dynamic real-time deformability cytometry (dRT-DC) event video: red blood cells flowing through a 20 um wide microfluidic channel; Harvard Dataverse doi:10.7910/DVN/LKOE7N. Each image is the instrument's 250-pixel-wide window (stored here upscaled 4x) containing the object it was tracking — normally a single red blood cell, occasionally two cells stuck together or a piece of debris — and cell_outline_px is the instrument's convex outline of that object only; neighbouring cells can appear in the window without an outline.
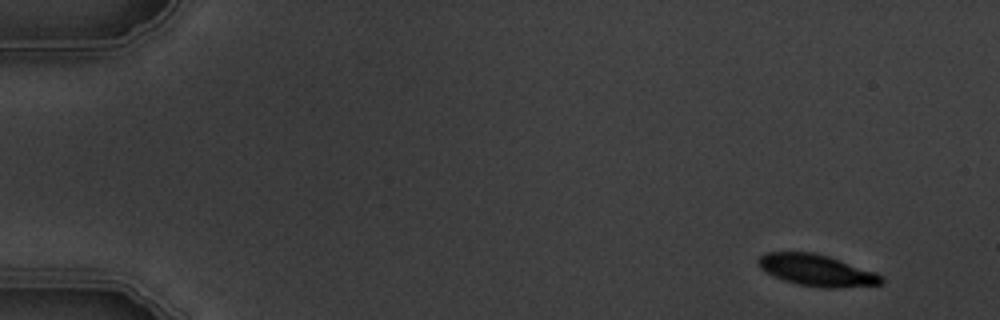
{"species": "common noctule bat (a hibernating species)", "species_latin": "Nyctalus noctula", "temperature_condition": "warm", "stored_images_in_passage": 6, "camera_frame_rate_fps": 3000, "um_per_image_px": 0.085, "animal": {"sex": "male", "body_mass_g": 19.5, "forearm_length_mm": 54.6}, "frame": {"image": 1, "passage_image": 1, "time_ms": 0.0, "image_size_px": [1000, 320], "cell_outline_px": [[884, 280], [880, 284], [836, 288], [820, 288], [796, 284], [784, 280], [760, 268], [756, 260], [760, 256], [768, 252], [816, 252], [876, 272], [884, 276]], "centroid_in_image_um": [69.44, 22.97], "position_along_channel_um": 15.6, "area_um2": 22.6}}
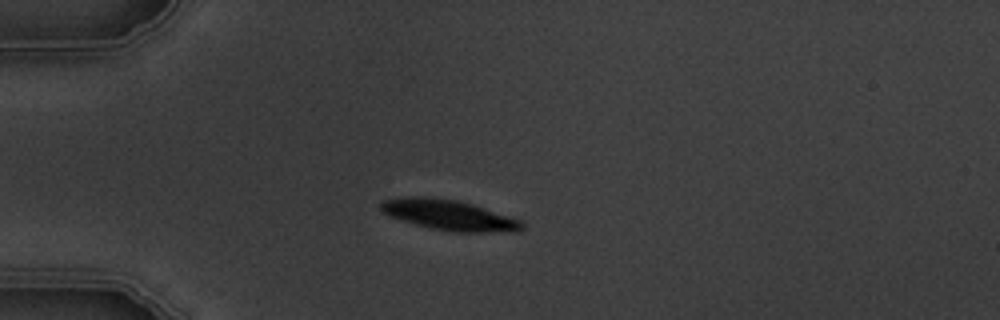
{"frame": {"image": 2, "passage_image": 4, "time_ms": 3.667, "image_size_px": [1000, 320], "cell_outline_px": [[524, 228], [516, 232], [452, 232], [432, 228], [416, 224], [392, 216], [384, 212], [380, 208], [380, 204], [384, 200], [408, 196], [428, 196], [460, 200], [520, 220], [524, 224]], "centroid_in_image_um": [38.21, 18.27], "position_along_channel_um": 46.8, "area_um2": 24.8}}